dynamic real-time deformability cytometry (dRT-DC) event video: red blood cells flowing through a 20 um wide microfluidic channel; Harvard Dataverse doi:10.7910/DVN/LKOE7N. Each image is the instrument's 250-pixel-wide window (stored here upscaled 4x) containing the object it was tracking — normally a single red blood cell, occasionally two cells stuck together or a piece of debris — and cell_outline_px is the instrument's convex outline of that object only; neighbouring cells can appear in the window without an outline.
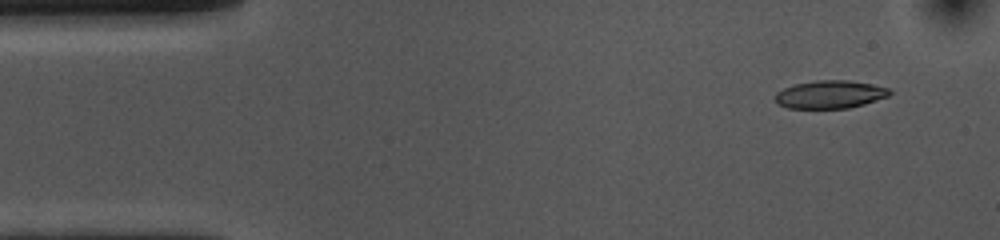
{"species": "common noctule bat (a hibernating species)", "species_latin": "Nyctalus noctula", "temperature_condition": "cold", "stored_images_in_passage": 51, "camera_frame_rate_fps": 3000, "um_per_image_px": 0.085, "animal": {"sex": "female", "body_mass_g": 10.0, "forearm_length_mm": 53.1}, "frame": {"image": 1, "passage_image": 1, "time_ms": 0.0, "image_size_px": [1000, 240], "cell_outline_px": [[892, 92], [888, 96], [864, 104], [848, 108], [788, 108], [780, 104], [772, 96], [776, 92], [784, 88], [796, 84], [816, 80], [848, 80], [872, 84], [892, 88]], "centroid_in_image_um": [70.57, 8.02], "position_along_channel_um": 14.4, "area_um2": 18.67}}
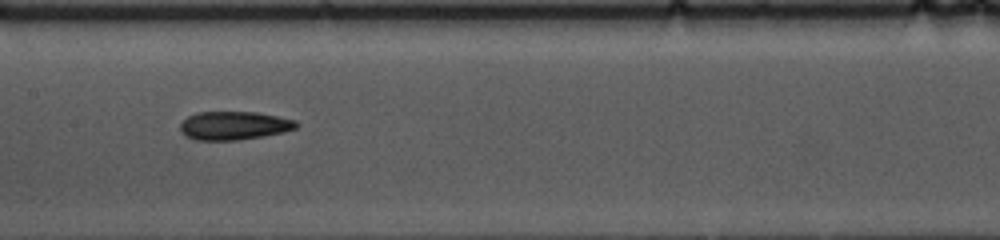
{"frame": {"image": 2, "passage_image": 22, "time_ms": 7.0, "image_size_px": [1000, 240], "cell_outline_px": [[300, 124], [296, 128], [284, 132], [264, 136], [236, 140], [196, 140], [184, 136], [180, 132], [180, 124], [188, 116], [196, 112], [256, 112], [296, 120]], "centroid_in_image_um": [19.88, 10.68], "position_along_channel_um": 187.5, "area_um2": 19.36}}
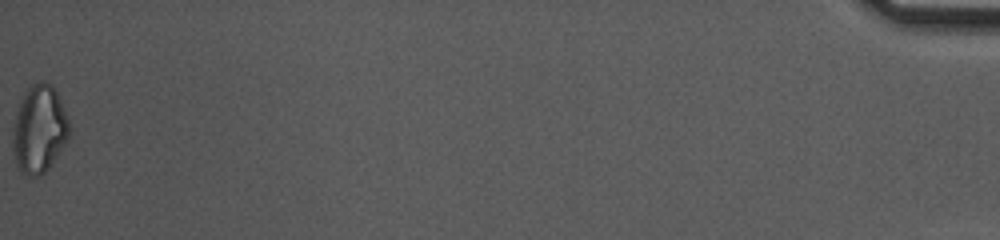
{"frame": {"image": 3, "passage_image": 51, "time_ms": 16.667, "image_size_px": [1000, 240], "cell_outline_px": [[68, 136], [64, 144], [48, 168], [40, 176], [28, 176], [20, 172], [16, 164], [12, 144], [12, 128], [16, 112], [20, 100], [24, 92], [32, 84], [40, 80], [44, 80], [52, 84], [64, 108], [68, 120]], "centroid_in_image_um": [3.29, 10.96], "position_along_channel_um": 431.9, "area_um2": 28.84}, "authors_computed_cell_mechanics": {"area_um2": 19.652, "velocity_mm_per_s": 3.6451, "shape_relaxation_time_tau1_ms": 8.2187, "shape_relaxation_time_tau2_ms": 5.5795, "deformation_change_tau1": 0.1973, "deformation_change_tau2": 0.1424}}